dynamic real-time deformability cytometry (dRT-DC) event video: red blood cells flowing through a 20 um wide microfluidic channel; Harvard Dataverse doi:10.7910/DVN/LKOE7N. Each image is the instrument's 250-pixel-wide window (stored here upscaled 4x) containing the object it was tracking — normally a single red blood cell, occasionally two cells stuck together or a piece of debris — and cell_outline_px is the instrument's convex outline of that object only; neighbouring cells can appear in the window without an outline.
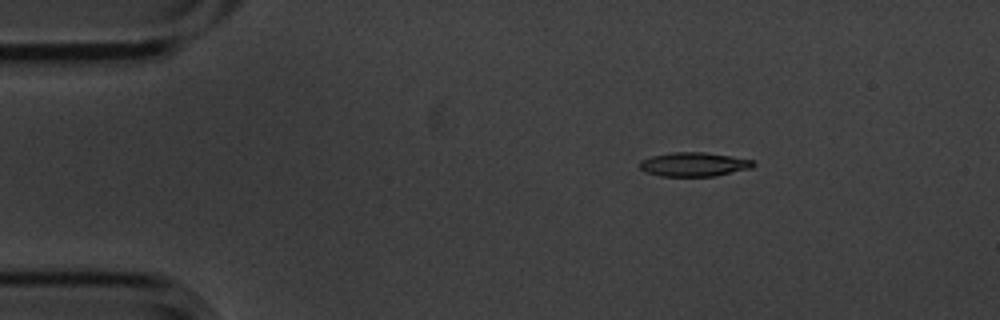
{"species": "common noctule bat (a hibernating species)", "species_latin": "Nyctalus noctula", "temperature_condition": "cold", "stored_images_in_passage": 3, "camera_frame_rate_fps": 3000, "um_per_image_px": 0.085, "animal": {"sex": "male", "body_mass_g": 20.1, "forearm_length_mm": 53.5}, "frame": {"image": 1, "passage_image": 1, "time_ms": 0.0, "image_size_px": [1000, 320], "cell_outline_px": [[756, 164], [752, 168], [716, 176], [660, 176], [648, 172], [640, 168], [640, 160], [652, 156], [672, 152], [704, 152], [752, 160]], "centroid_in_image_um": [58.99, 13.97], "position_along_channel_um": 26.0, "area_um2": 15.78}}